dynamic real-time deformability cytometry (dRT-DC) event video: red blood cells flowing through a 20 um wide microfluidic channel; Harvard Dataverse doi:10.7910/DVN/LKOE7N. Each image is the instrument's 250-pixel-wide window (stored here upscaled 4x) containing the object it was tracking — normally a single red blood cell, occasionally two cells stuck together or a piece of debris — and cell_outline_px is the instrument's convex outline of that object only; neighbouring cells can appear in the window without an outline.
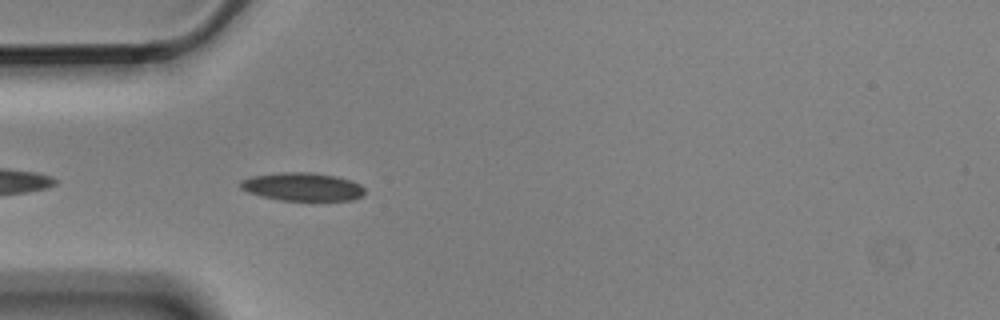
{"species": "Egyptian fruit bat (a non-hibernating species)", "species_latin": "Rousettus aegyptiacus", "temperature_condition": "cold", "stored_images_in_passage": 5, "camera_frame_rate_fps": 3000, "um_per_image_px": 0.085, "animal": {"sex": "male"}, "frame": {"image": 1, "passage_image": 5, "time_ms": 1.333, "image_size_px": [1000, 320], "cell_outline_px": [[364, 192], [360, 196], [352, 200], [280, 200], [260, 196], [248, 192], [240, 188], [240, 180], [252, 176], [280, 172], [312, 172], [336, 176], [360, 184], [364, 188]], "centroid_in_image_um": [25.66, 15.87], "position_along_channel_um": 59.3, "area_um2": 20.35}}